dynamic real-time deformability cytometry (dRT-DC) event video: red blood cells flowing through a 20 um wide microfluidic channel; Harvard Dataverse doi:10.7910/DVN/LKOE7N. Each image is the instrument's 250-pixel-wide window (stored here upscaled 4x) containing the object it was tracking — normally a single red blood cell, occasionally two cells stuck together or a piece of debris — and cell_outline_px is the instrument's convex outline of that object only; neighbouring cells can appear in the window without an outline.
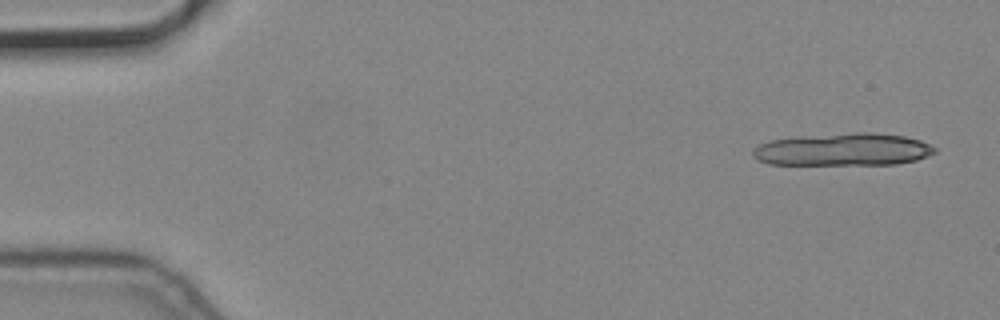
{"species": "common noctule bat (a hibernating species)", "species_latin": "Nyctalus noctula", "temperature_condition": "cold", "stored_images_in_passage": 4, "camera_frame_rate_fps": 3000, "um_per_image_px": 0.085, "animal": {"sex": "male", "body_mass_g": 19.2, "forearm_length_mm": 51.8}, "frame": {"image": 1, "passage_image": 1, "time_ms": 0.0, "image_size_px": [1000, 320], "cell_outline_px": [[936, 152], [928, 156], [916, 160], [896, 164], [768, 164], [756, 160], [752, 156], [752, 152], [760, 144], [772, 140], [856, 132], [872, 132], [904, 136], [920, 140], [936, 148]], "centroid_in_image_um": [71.71, 12.72], "position_along_channel_um": 13.3, "area_um2": 34.04}}